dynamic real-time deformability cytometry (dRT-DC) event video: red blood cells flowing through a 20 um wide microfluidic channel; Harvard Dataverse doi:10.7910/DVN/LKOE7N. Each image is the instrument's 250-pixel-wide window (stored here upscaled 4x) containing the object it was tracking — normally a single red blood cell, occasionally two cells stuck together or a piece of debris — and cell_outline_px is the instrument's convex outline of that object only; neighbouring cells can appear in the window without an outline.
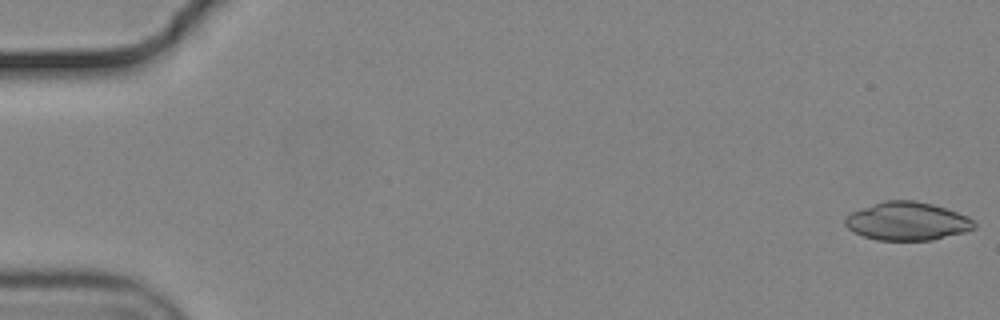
{"species": "common noctule bat (a hibernating species)", "species_latin": "Nyctalus noctula", "temperature_condition": "cold", "stored_images_in_passage": 51, "camera_frame_rate_fps": 3000, "um_per_image_px": 0.085, "animal": {"sex": "male", "body_mass_g": 19.2, "forearm_length_mm": 51.8}, "frame": {"image": 1, "passage_image": 1, "time_ms": 0.0, "image_size_px": [1000, 320], "cell_outline_px": [[976, 228], [964, 232], [932, 240], [876, 240], [864, 236], [848, 228], [844, 224], [844, 220], [852, 212], [884, 200], [916, 200], [932, 204], [968, 216], [976, 224]], "centroid_in_image_um": [77.13, 18.8], "position_along_channel_um": 7.9, "area_um2": 28.55}}